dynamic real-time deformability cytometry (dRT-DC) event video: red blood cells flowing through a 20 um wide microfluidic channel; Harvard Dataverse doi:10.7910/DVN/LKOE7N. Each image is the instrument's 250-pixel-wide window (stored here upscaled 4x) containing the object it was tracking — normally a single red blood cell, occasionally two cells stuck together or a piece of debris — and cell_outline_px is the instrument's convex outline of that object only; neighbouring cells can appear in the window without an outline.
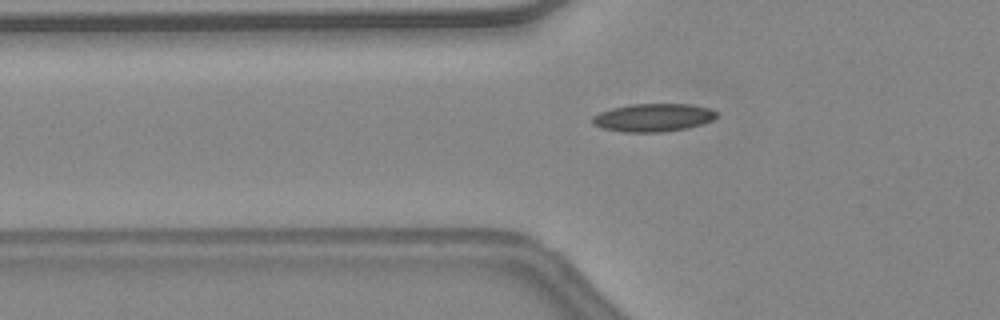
{"species": "common noctule bat (a hibernating species)", "species_latin": "Nyctalus noctula", "temperature_condition": "warm", "stored_images_in_passage": 32, "camera_frame_rate_fps": 3000, "um_per_image_px": 0.085, "animal": {"sex": "female", "body_mass_g": 24.6, "forearm_length_mm": 56.2}, "frame": {"image": 1, "passage_image": 5, "time_ms": 1.333, "image_size_px": [1000, 320], "cell_outline_px": [[720, 116], [704, 124], [688, 128], [664, 132], [624, 132], [600, 128], [592, 124], [592, 116], [600, 112], [612, 108], [632, 104], [688, 104], [708, 108], [716, 112]], "centroid_in_image_um": [55.52, 10.0], "position_along_channel_um": 70.3, "area_um2": 20.46}}
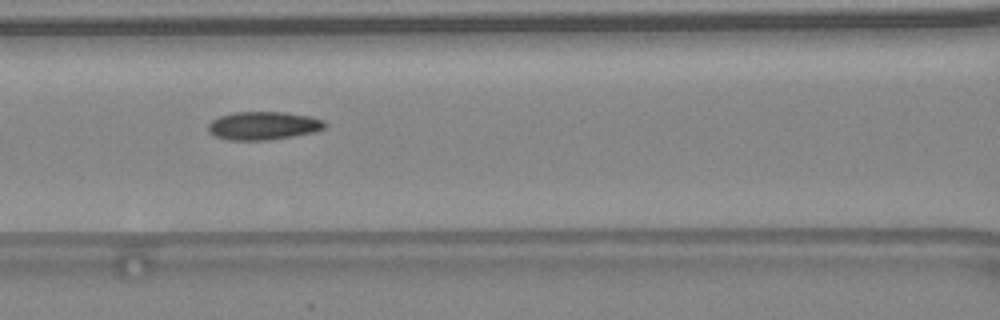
{"frame": {"image": 2, "passage_image": 10, "time_ms": 3.0, "image_size_px": [1000, 320], "cell_outline_px": [[328, 124], [324, 128], [316, 132], [268, 140], [228, 140], [216, 136], [208, 132], [208, 124], [212, 120], [220, 116], [232, 112], [284, 112], [308, 116], [324, 120]], "centroid_in_image_um": [22.39, 10.68], "position_along_channel_um": 144.2, "area_um2": 19.25}}